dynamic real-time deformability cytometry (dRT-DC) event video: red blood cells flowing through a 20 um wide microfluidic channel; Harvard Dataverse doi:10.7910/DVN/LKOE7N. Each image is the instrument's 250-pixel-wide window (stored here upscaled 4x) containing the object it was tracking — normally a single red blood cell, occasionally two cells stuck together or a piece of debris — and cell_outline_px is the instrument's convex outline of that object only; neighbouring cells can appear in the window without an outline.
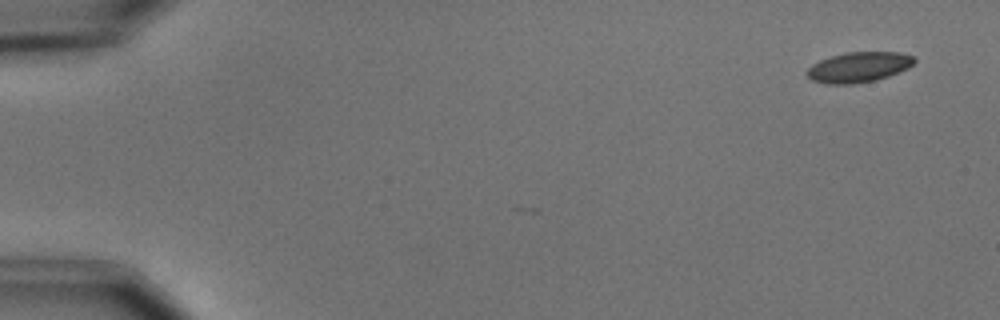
{"species": "common noctule bat (a hibernating species)", "species_latin": "Nyctalus noctula", "temperature_condition": "cold", "stored_images_in_passage": 5, "camera_frame_rate_fps": 3000, "um_per_image_px": 0.085, "animal": {"sex": "male", "body_mass_g": 15.6}, "frame": {"image": 1, "passage_image": 1, "time_ms": 0.0, "image_size_px": [1000, 320], "cell_outline_px": [[916, 60], [908, 68], [888, 76], [876, 80], [852, 84], [828, 84], [812, 80], [804, 76], [804, 72], [812, 64], [820, 60], [832, 56], [848, 52], [900, 52], [916, 56]], "centroid_in_image_um": [72.97, 5.71], "position_along_channel_um": 12.0, "area_um2": 19.07}}
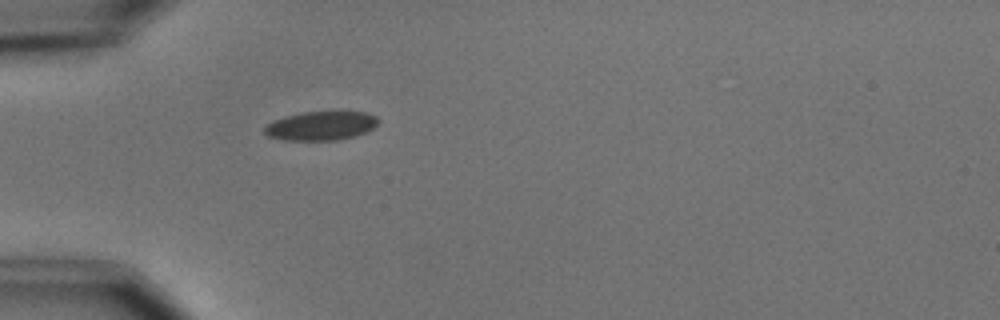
{"frame": {"image": 2, "passage_image": 5, "time_ms": 4.667, "image_size_px": [1000, 320], "cell_outline_px": [[380, 120], [372, 128], [364, 132], [352, 136], [336, 140], [284, 140], [268, 136], [264, 132], [264, 128], [272, 120], [284, 116], [300, 112], [368, 112], [376, 116]], "centroid_in_image_um": [27.25, 10.68], "position_along_channel_um": 57.8, "area_um2": 19.07}}